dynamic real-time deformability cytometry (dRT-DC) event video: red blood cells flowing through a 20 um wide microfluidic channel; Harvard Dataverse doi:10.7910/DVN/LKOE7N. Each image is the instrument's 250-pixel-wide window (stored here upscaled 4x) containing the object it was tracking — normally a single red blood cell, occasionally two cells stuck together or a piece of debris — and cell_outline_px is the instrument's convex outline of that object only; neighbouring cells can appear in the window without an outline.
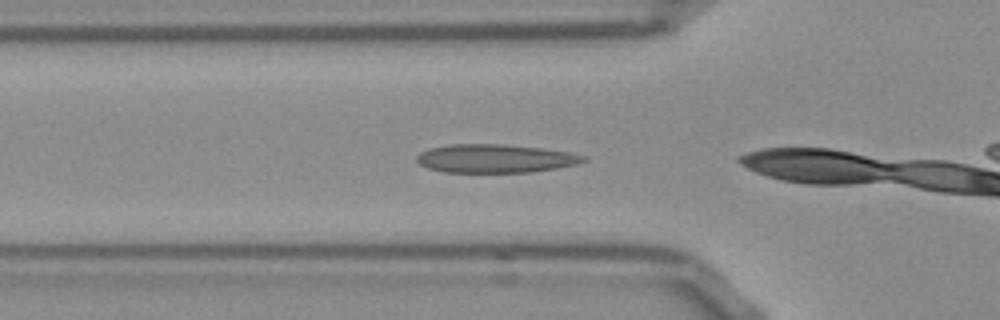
{"species": "Egyptian fruit bat (a non-hibernating species)", "species_latin": "Rousettus aegyptiacus", "temperature_condition": "room temperature", "stored_images_in_passage": 11, "camera_frame_rate_fps": 3000, "um_per_image_px": 0.085, "frame": {"image": 1, "passage_image": 10, "time_ms": 3.0, "image_size_px": [1000, 320], "cell_outline_px": [[588, 160], [576, 164], [556, 168], [528, 172], [444, 172], [428, 168], [420, 164], [416, 160], [416, 156], [420, 152], [428, 148], [448, 144], [504, 144], [544, 148], [568, 152], [588, 156]], "centroid_in_image_um": [42.09, 13.46], "position_along_channel_um": 83.7, "area_um2": 27.8}}